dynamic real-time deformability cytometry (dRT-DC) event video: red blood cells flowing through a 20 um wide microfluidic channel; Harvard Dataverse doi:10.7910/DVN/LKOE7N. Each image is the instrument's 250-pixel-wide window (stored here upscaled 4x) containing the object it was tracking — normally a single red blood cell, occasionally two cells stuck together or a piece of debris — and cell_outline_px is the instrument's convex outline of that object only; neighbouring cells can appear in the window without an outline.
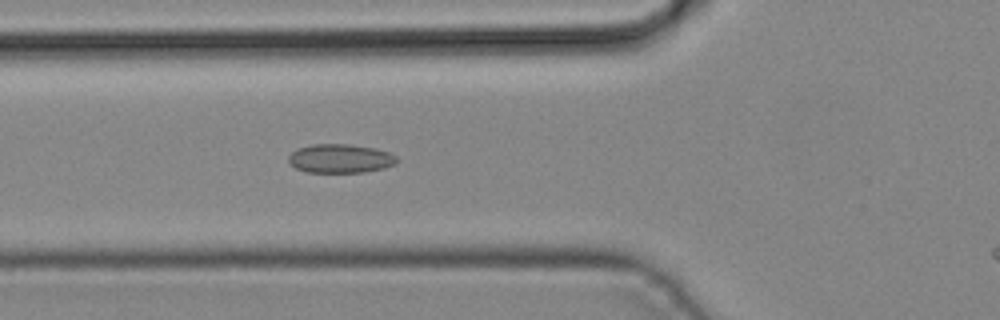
{"species": "common noctule bat (a hibernating species)", "species_latin": "Nyctalus noctula", "temperature_condition": "cold", "stored_images_in_passage": 26, "camera_frame_rate_fps": 3000, "um_per_image_px": 0.085, "animal": {"sex": "male", "body_mass_g": 19.2, "forearm_length_mm": 51.8}, "frame": {"image": 1, "passage_image": 6, "time_ms": 1.667, "image_size_px": [1000, 320], "cell_outline_px": [[400, 160], [396, 164], [384, 168], [364, 172], [308, 172], [296, 168], [288, 160], [288, 156], [296, 148], [312, 144], [348, 144], [376, 148], [388, 152], [396, 156]], "centroid_in_image_um": [28.95, 13.47], "position_along_channel_um": 96.8, "area_um2": 18.32}}
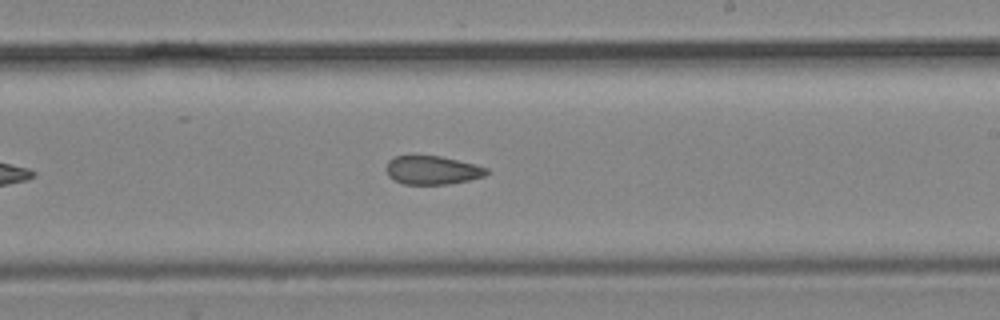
{"frame": {"image": 2, "passage_image": 16, "time_ms": 5.0, "image_size_px": [1000, 320], "cell_outline_px": [[488, 172], [484, 176], [468, 180], [448, 184], [404, 184], [388, 176], [384, 168], [388, 160], [396, 156], [440, 156], [476, 164], [488, 168]], "centroid_in_image_um": [36.73, 14.46], "position_along_channel_um": 252.3, "area_um2": 16.7}}
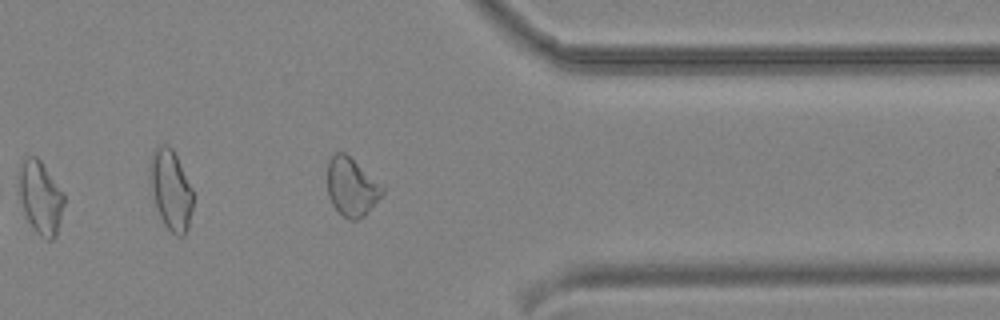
{"frame": {"image": 3, "passage_image": 25, "time_ms": 8.0, "image_size_px": [1000, 320], "cell_outline_px": [[64, 204], [56, 236], [52, 240], [44, 240], [32, 228], [28, 220], [20, 200], [12, 176], [24, 160], [28, 156], [36, 156], [40, 160], [64, 192]], "centroid_in_image_um": [3.37, 16.74], "position_along_channel_um": 408.0, "area_um2": 20.0}}